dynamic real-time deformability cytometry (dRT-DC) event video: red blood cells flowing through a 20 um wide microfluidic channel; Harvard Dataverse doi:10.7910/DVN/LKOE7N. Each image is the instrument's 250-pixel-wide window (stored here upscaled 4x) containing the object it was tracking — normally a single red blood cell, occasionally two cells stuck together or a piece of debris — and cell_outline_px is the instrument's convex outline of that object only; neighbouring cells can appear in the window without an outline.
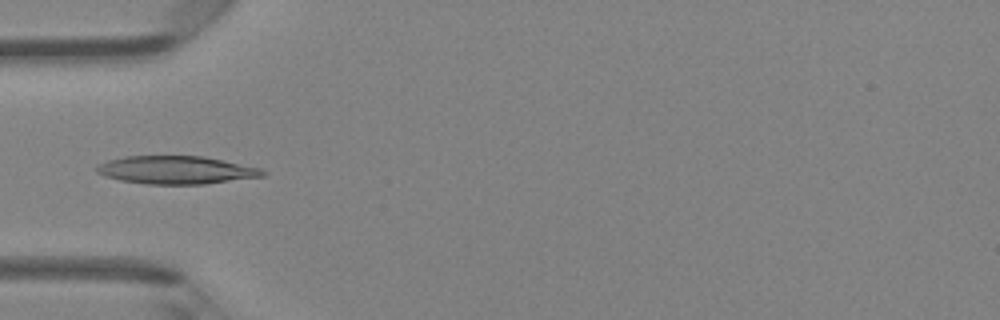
{"species": "Egyptian fruit bat (a non-hibernating species)", "species_latin": "Rousettus aegyptiacus", "temperature_condition": "room temperature", "stored_images_in_passage": 32, "camera_frame_rate_fps": 3000, "um_per_image_px": 0.085, "animal": {"sex": "female"}, "frame": {"image": 1, "passage_image": 1, "time_ms": 0.0, "image_size_px": [1000, 320], "cell_outline_px": [[268, 172], [264, 176], [204, 184], [148, 184], [120, 180], [104, 176], [96, 172], [96, 168], [100, 164], [108, 160], [124, 156], [204, 156], [260, 168]], "centroid_in_image_um": [14.98, 14.45], "position_along_channel_um": 70.0, "area_um2": 26.99}}
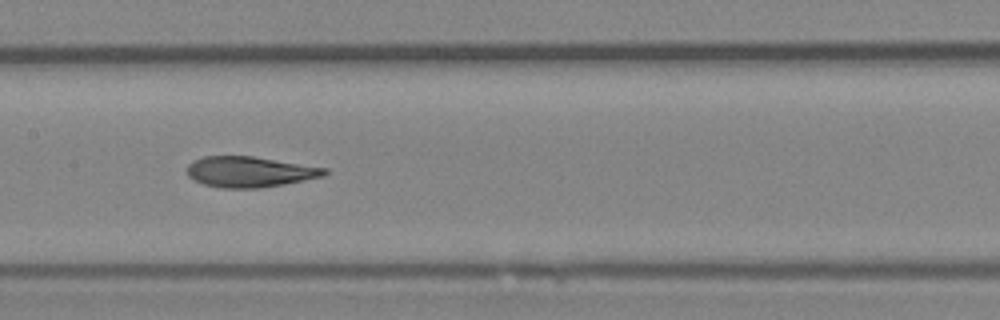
{"frame": {"image": 2, "passage_image": 9, "time_ms": 2.667, "image_size_px": [1000, 320], "cell_outline_px": [[328, 172], [324, 176], [284, 184], [260, 188], [220, 188], [204, 184], [188, 176], [188, 164], [192, 160], [204, 156], [252, 156], [328, 168]], "centroid_in_image_um": [21.23, 14.6], "position_along_channel_um": 186.2, "area_um2": 24.51}}
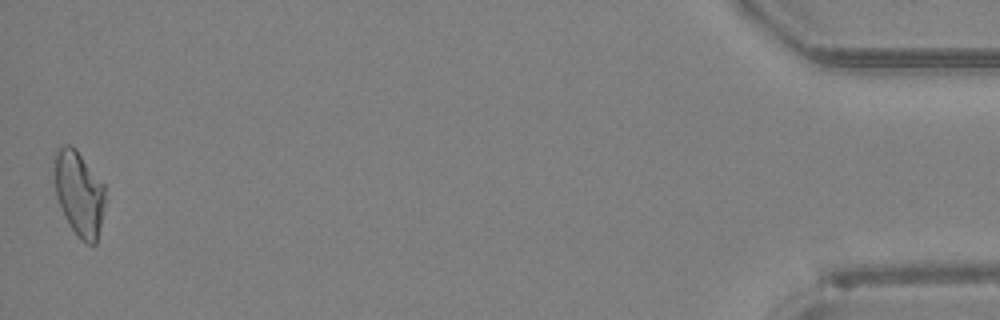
{"frame": {"image": 3, "passage_image": 32, "time_ms": 10.333, "image_size_px": [1000, 320], "cell_outline_px": [[104, 204], [96, 244], [88, 244], [72, 228], [64, 216], [56, 196], [52, 176], [52, 156], [56, 148], [64, 144], [68, 144], [76, 148], [104, 184]], "centroid_in_image_um": [6.65, 16.32], "position_along_channel_um": 428.6, "area_um2": 25.43}, "authors_computed_cell_mechanics": {"area_um2": 24.5361, "velocity_mm_per_s": 4.3664, "shape_relaxation_time_tau1_ms": 8.5894, "shape_relaxation_time_tau2_ms": 1.8706, "deformation_change_tau1": 0.247, "deformation_change_tau2": 0.0854}}